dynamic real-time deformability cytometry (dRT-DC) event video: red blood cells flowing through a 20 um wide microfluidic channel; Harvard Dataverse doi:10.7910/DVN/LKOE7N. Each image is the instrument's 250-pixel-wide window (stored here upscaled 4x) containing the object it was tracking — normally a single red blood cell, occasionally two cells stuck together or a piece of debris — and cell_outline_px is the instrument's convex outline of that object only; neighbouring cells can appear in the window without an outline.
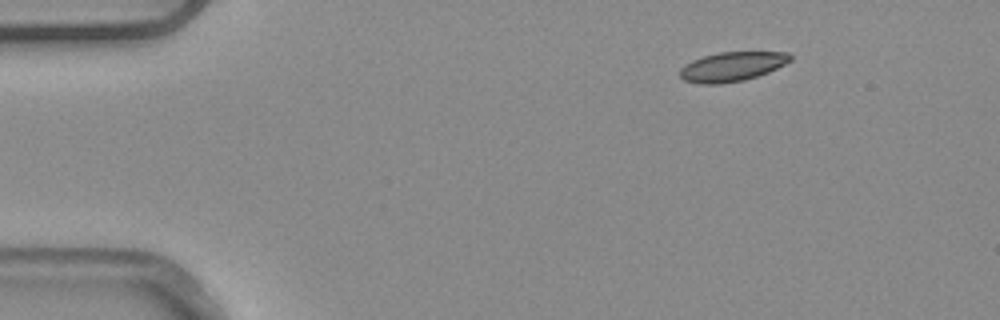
{"species": "common noctule bat (a hibernating species)", "species_latin": "Nyctalus noctula", "temperature_condition": "warm", "stored_images_in_passage": 1, "camera_frame_rate_fps": 3000, "um_per_image_px": 0.085, "animal": {"sex": "male", "body_mass_g": 20.4}, "frame": {"image": 1, "passage_image": 1, "time_ms": 0.0, "image_size_px": [1000, 320], "cell_outline_px": [[792, 60], [768, 72], [744, 80], [720, 84], [700, 84], [684, 80], [680, 76], [680, 68], [692, 60], [704, 56], [720, 52], [788, 52], [792, 56]], "centroid_in_image_um": [62.22, 5.66], "position_along_channel_um": 22.8, "area_um2": 18.79}}